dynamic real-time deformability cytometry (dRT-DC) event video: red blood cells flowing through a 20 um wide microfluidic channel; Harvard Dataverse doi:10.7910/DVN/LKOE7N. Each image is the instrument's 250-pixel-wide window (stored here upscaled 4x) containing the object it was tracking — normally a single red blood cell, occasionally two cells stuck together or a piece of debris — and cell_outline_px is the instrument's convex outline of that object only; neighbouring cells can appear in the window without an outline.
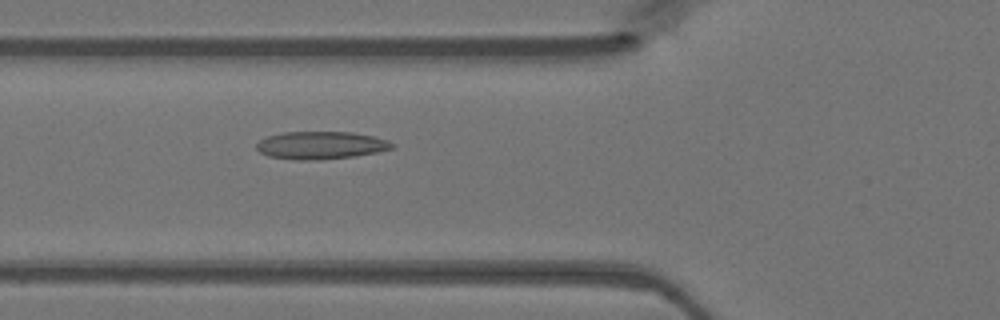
{"species": "Egyptian fruit bat (a non-hibernating species)", "species_latin": "Rousettus aegyptiacus", "temperature_condition": "warm", "stored_images_in_passage": 48, "camera_frame_rate_fps": 3000, "um_per_image_px": 0.085, "animal": {"sex": "female"}, "frame": {"image": 1, "passage_image": 18, "time_ms": 5.667, "image_size_px": [1000, 320], "cell_outline_px": [[392, 148], [376, 152], [356, 156], [320, 160], [296, 160], [268, 156], [260, 152], [256, 148], [256, 144], [260, 140], [268, 136], [284, 132], [352, 132], [372, 136], [388, 140], [392, 144]], "centroid_in_image_um": [27.24, 12.35], "position_along_channel_um": 98.6, "area_um2": 21.79}}
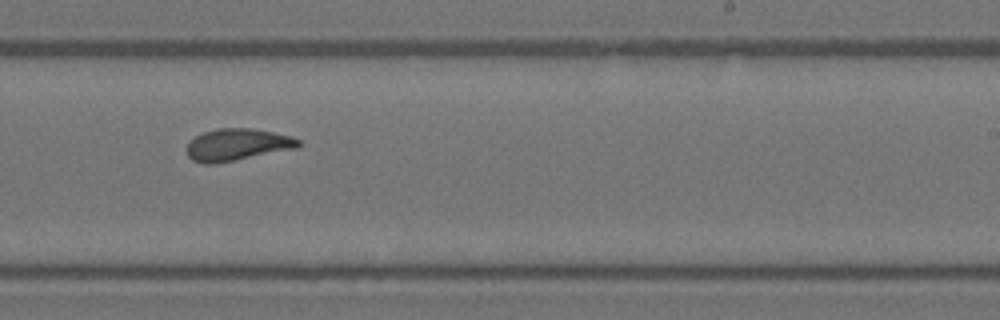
{"frame": {"image": 2, "passage_image": 30, "time_ms": 9.667, "image_size_px": [1000, 320], "cell_outline_px": [[300, 144], [296, 148], [216, 164], [204, 164], [192, 160], [188, 156], [188, 144], [196, 136], [204, 132], [216, 128], [248, 128], [272, 132], [292, 136], [300, 140]], "centroid_in_image_um": [20.16, 12.3], "position_along_channel_um": 268.8, "area_um2": 20.63}}
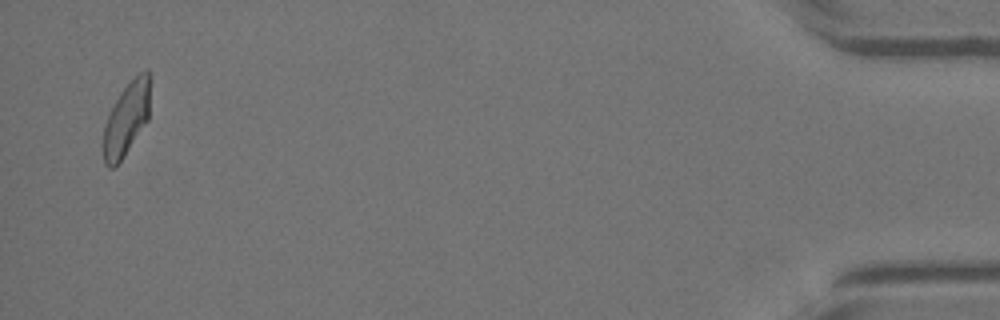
{"frame": {"image": 3, "passage_image": 47, "time_ms": 15.333, "image_size_px": [1000, 320], "cell_outline_px": [[148, 120], [124, 156], [112, 168], [108, 168], [104, 164], [104, 124], [120, 92], [140, 72], [148, 68]], "centroid_in_image_um": [10.73, 10.14], "position_along_channel_um": 424.5, "area_um2": 19.25}}